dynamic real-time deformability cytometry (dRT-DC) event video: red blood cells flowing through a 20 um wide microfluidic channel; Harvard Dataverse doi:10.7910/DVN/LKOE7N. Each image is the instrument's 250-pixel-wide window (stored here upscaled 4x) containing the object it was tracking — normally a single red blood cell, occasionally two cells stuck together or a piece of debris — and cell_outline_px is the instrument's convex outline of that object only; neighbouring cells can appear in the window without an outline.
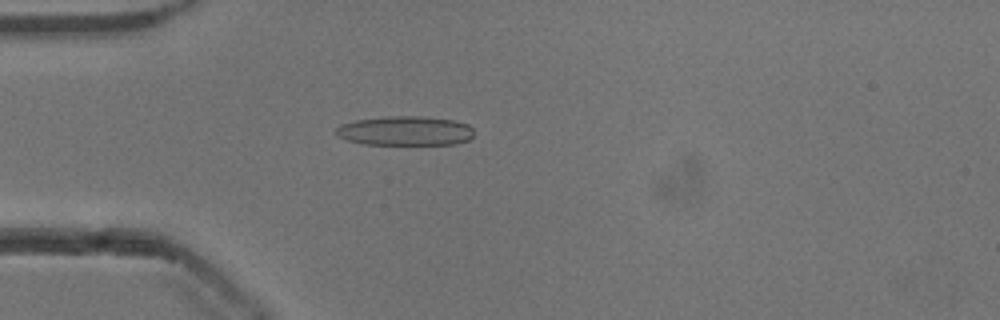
{"species": "common noctule bat (a hibernating species)", "species_latin": "Nyctalus noctula", "temperature_condition": "cold", "stored_images_in_passage": 53, "camera_frame_rate_fps": 3000, "um_per_image_px": 0.085, "animal": {"sex": "male", "body_mass_g": 13.3}, "frame": {"image": 1, "passage_image": 15, "time_ms": 4.667, "image_size_px": [1000, 320], "cell_outline_px": [[472, 136], [468, 140], [456, 144], [364, 144], [348, 140], [340, 136], [336, 132], [336, 128], [340, 124], [356, 120], [388, 116], [424, 116], [452, 120], [468, 124], [472, 128]], "centroid_in_image_um": [34.45, 11.11], "position_along_channel_um": 50.5, "area_um2": 23.47}}
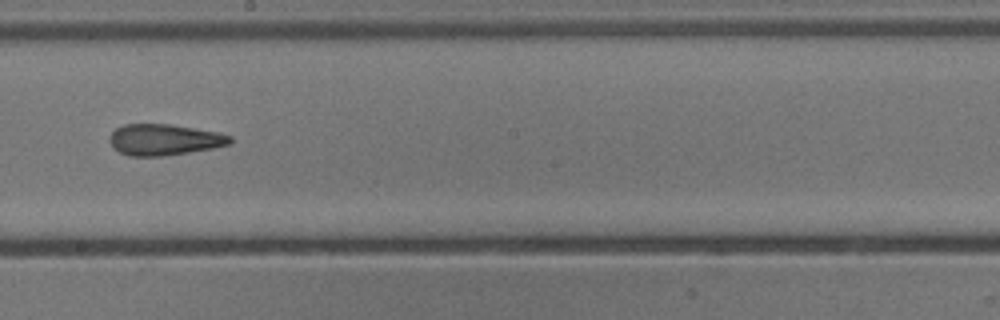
{"frame": {"image": 2, "passage_image": 30, "time_ms": 9.667, "image_size_px": [1000, 320], "cell_outline_px": [[232, 144], [212, 148], [164, 156], [128, 156], [112, 148], [108, 140], [108, 136], [116, 128], [124, 124], [168, 124], [216, 132], [232, 136]], "centroid_in_image_um": [13.91, 11.88], "position_along_channel_um": 234.3, "area_um2": 21.91}}
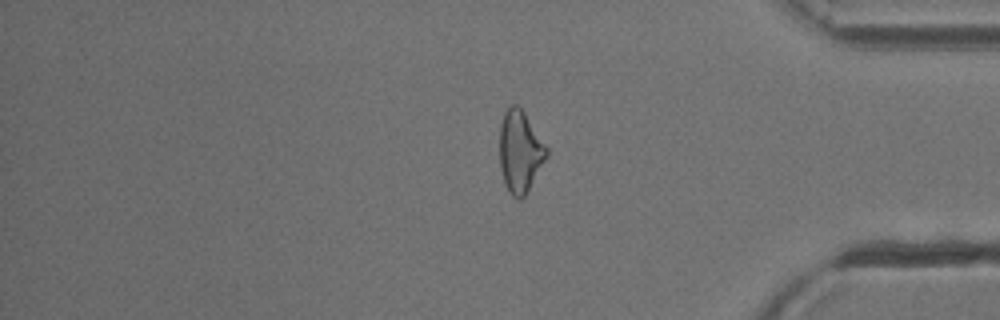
{"frame": {"image": 3, "passage_image": 44, "time_ms": 14.333, "image_size_px": [1000, 320], "cell_outline_px": [[548, 156], [524, 196], [520, 200], [516, 200], [508, 192], [500, 168], [500, 124], [504, 112], [508, 104], [516, 104], [524, 112], [548, 148]], "centroid_in_image_um": [44.19, 12.87], "position_along_channel_um": 391.0, "area_um2": 22.43}, "authors_computed_cell_mechanics": {"area_um2": 22.7732, "velocity_mm_per_s": 3.8677, "shape_relaxation_time_tau1_ms": null, "shape_relaxation_time_tau2_ms": 2.8671, "deformation_change_tau1": null, "deformation_change_tau2": 0.1358}}